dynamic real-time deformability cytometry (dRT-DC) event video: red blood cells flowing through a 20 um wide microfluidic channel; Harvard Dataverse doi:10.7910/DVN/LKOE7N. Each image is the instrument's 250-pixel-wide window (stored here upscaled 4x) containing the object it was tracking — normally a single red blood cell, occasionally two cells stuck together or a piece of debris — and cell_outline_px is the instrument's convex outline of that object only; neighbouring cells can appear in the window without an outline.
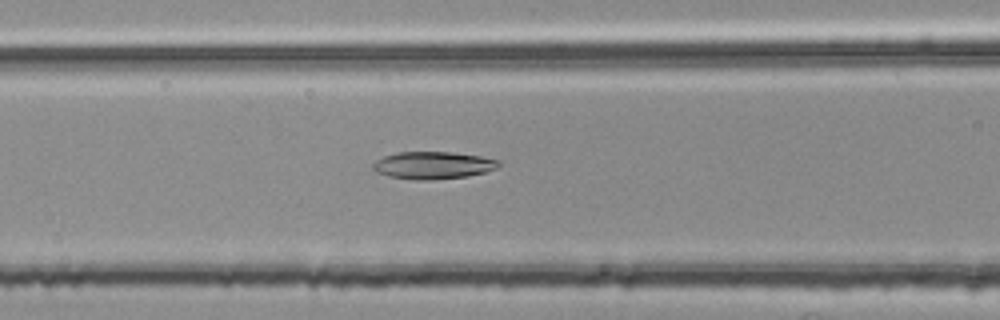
{"species": "common noctule bat (a hibernating species)", "species_latin": "Nyctalus noctula", "temperature_condition": "room temperature", "stored_images_in_passage": 39, "camera_frame_rate_fps": 3000, "um_per_image_px": 0.085, "animal": {"sex": "female", "body_mass_g": 25.1}, "frame": {"image": 1, "passage_image": 7, "time_ms": 2.0, "image_size_px": [1000, 320], "cell_outline_px": [[500, 164], [496, 168], [484, 172], [464, 176], [432, 180], [416, 180], [388, 176], [376, 172], [372, 168], [372, 164], [376, 160], [384, 156], [396, 152], [452, 152], [480, 156], [500, 160]], "centroid_in_image_um": [36.77, 14.04], "position_along_channel_um": 129.8, "area_um2": 20.0}}
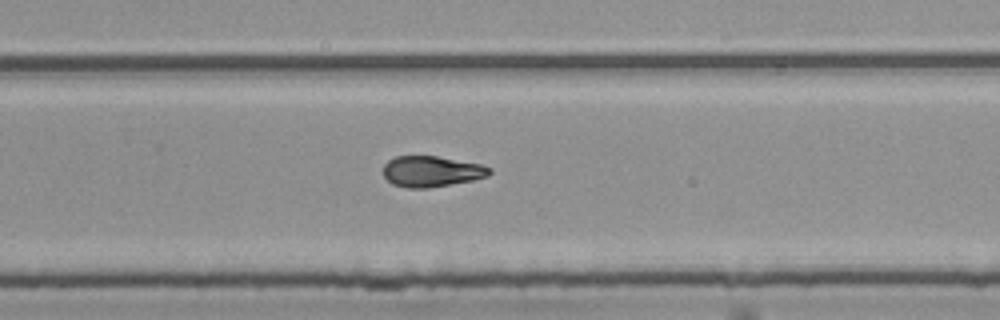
{"frame": {"image": 2, "passage_image": 20, "time_ms": 6.333, "image_size_px": [1000, 320], "cell_outline_px": [[492, 172], [488, 176], [472, 180], [428, 188], [408, 188], [392, 184], [384, 176], [384, 164], [388, 160], [396, 156], [436, 156], [480, 164], [492, 168]], "centroid_in_image_um": [36.67, 14.57], "position_along_channel_um": 293.1, "area_um2": 19.02}}
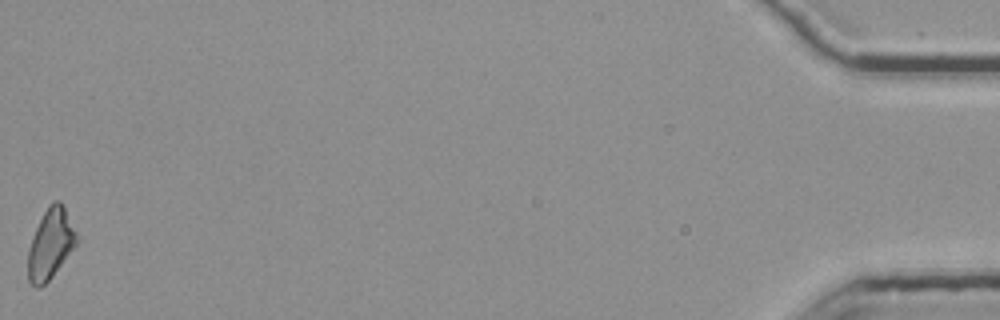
{"frame": {"image": 3, "passage_image": 39, "time_ms": 12.667, "image_size_px": [1000, 320], "cell_outline_px": [[76, 244], [52, 276], [44, 284], [36, 288], [28, 280], [28, 248], [32, 236], [48, 204], [56, 200], [60, 200], [76, 232]], "centroid_in_image_um": [4.26, 20.73], "position_along_channel_um": 430.9, "area_um2": 19.36}, "authors_computed_cell_mechanics": {"area_um2": 19.363, "velocity_mm_per_s": 3.7863, "shape_relaxation_time_tau1_ms": 5.4435, "shape_relaxation_time_tau2_ms": 10.3255, "deformation_change_tau1": 0.1756, "deformation_change_tau2": 0.177}}